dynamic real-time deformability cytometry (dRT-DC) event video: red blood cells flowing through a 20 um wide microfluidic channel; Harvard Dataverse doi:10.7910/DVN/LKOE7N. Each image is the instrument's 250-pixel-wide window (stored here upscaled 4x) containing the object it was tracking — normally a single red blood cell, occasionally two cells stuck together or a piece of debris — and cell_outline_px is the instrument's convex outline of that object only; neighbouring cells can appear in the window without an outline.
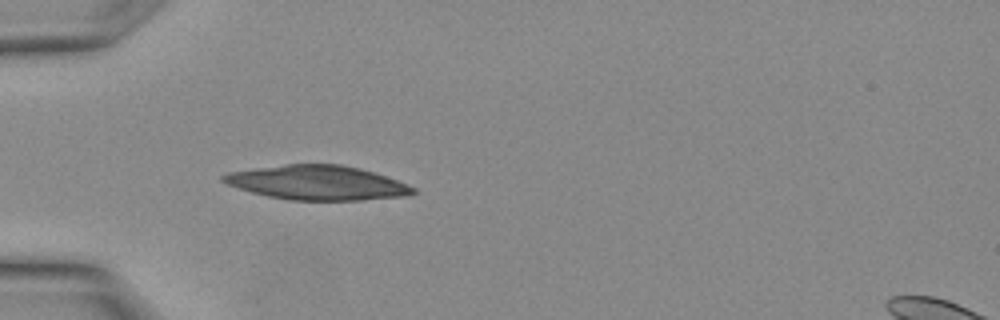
{"species": "Egyptian fruit bat (a non-hibernating species)", "species_latin": "Rousettus aegyptiacus", "temperature_condition": "warm", "stored_images_in_passage": 7, "camera_frame_rate_fps": 3000, "um_per_image_px": 0.085, "animal": {"sex": "female"}, "frame": {"image": 1, "passage_image": 5, "time_ms": 1.333, "image_size_px": [1000, 320], "cell_outline_px": [[416, 192], [404, 196], [360, 200], [288, 200], [268, 196], [252, 192], [228, 184], [220, 180], [220, 176], [228, 172], [284, 164], [340, 164], [360, 168], [408, 184], [416, 188]], "centroid_in_image_um": [26.95, 15.53], "position_along_channel_um": 58.0, "area_um2": 37.8}}